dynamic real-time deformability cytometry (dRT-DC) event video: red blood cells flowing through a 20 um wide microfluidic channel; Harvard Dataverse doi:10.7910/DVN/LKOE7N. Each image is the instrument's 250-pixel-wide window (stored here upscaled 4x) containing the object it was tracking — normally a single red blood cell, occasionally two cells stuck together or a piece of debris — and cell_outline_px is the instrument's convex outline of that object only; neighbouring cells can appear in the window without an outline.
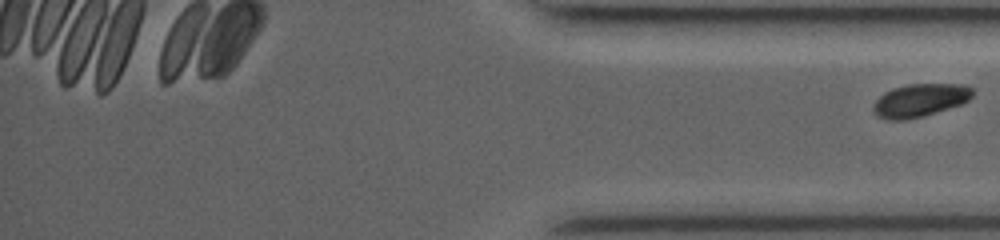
{"species": "common noctule bat (a hibernating species)", "species_latin": "Nyctalus noctula", "temperature_condition": "room temperature", "stored_images_in_passage": 20, "camera_frame_rate_fps": 3500, "um_per_image_px": 0.085, "animal": {"sex": "female", "body_mass_g": 19.0, "forearm_length_mm": 53.3}, "frame": {"image": 1, "passage_image": 20, "time_ms": 10.571, "image_size_px": [1000, 240], "cell_outline_px": [[972, 96], [968, 100], [960, 104], [924, 116], [908, 120], [884, 120], [876, 116], [872, 108], [876, 100], [884, 92], [896, 88], [912, 84], [960, 84], [972, 88]], "centroid_in_image_um": [78.16, 8.55], "position_along_channel_um": 357.0, "area_um2": 18.96}}